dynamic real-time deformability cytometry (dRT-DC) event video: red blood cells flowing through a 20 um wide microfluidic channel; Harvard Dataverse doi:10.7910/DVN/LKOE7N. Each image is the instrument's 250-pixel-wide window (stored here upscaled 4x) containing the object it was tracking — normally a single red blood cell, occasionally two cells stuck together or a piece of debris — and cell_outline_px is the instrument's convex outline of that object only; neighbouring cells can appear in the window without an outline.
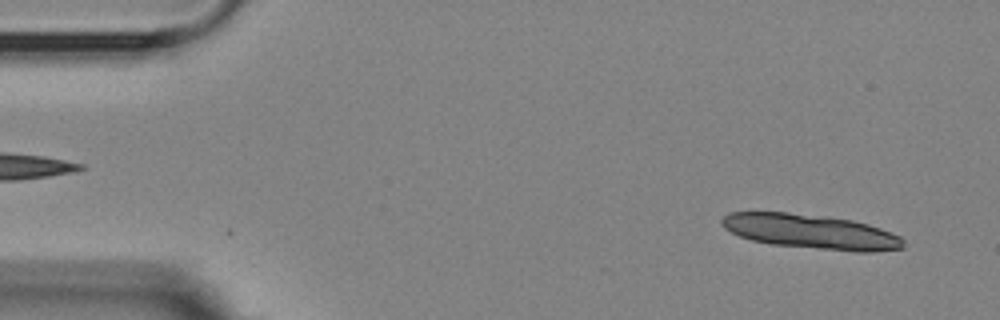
{"species": "Egyptian fruit bat (a non-hibernating species)", "species_latin": "Rousettus aegyptiacus", "temperature_condition": "room temperature", "stored_images_in_passage": 3, "camera_frame_rate_fps": 3000, "um_per_image_px": 0.085, "animal": {"sex": "female"}, "frame": {"image": 1, "passage_image": 3, "time_ms": 0.667, "image_size_px": [1000, 320], "cell_outline_px": [[904, 248], [872, 252], [856, 252], [772, 244], [752, 240], [740, 236], [724, 228], [720, 224], [720, 220], [728, 212], [788, 212], [852, 220], [868, 224], [880, 228], [900, 236], [904, 240]], "centroid_in_image_um": [68.92, 19.69], "position_along_channel_um": 16.1, "area_um2": 36.47}}